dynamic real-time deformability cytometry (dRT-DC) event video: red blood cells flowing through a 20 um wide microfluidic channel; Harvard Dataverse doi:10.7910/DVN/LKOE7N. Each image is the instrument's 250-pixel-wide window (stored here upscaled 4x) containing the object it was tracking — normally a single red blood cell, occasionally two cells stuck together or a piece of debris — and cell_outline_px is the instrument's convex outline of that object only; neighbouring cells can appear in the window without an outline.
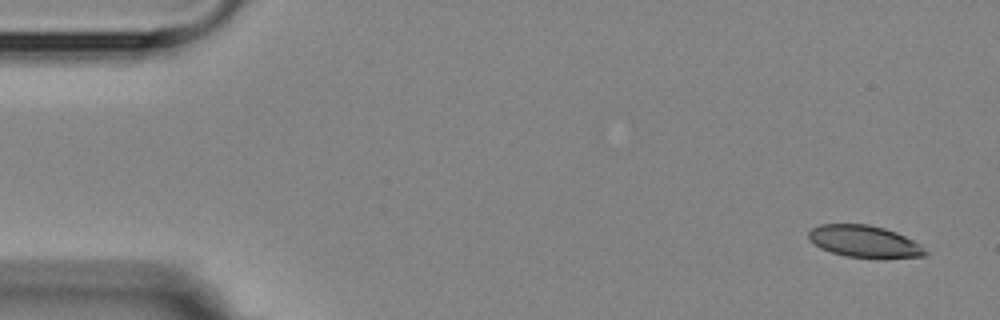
{"species": "Egyptian fruit bat (a non-hibernating species)", "species_latin": "Rousettus aegyptiacus", "temperature_condition": "room temperature", "stored_images_in_passage": 4, "camera_frame_rate_fps": 3000, "um_per_image_px": 0.085, "animal": {"sex": "female"}, "frame": {"image": 1, "passage_image": 1, "time_ms": 0.0, "image_size_px": [1000, 320], "cell_outline_px": [[928, 252], [924, 256], [884, 260], [848, 256], [832, 252], [820, 248], [808, 240], [808, 232], [812, 228], [820, 224], [868, 224], [884, 228], [896, 232], [920, 244]], "centroid_in_image_um": [73.49, 20.55], "position_along_channel_um": 11.5, "area_um2": 22.14}}
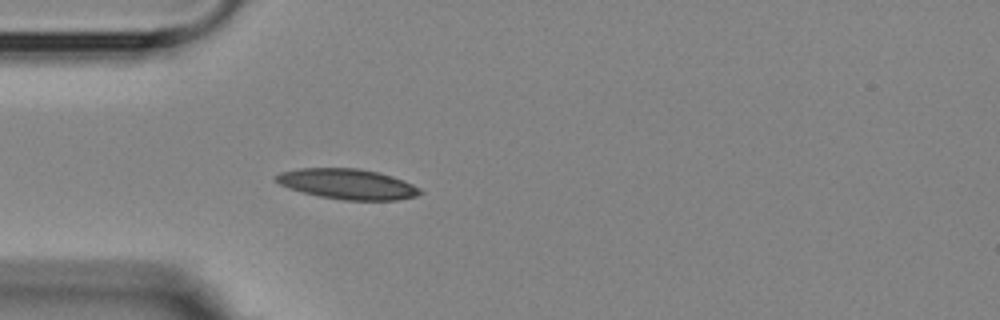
{"frame": {"image": 2, "passage_image": 4, "time_ms": 4.333, "image_size_px": [1000, 320], "cell_outline_px": [[424, 192], [416, 196], [396, 200], [344, 200], [320, 196], [304, 192], [280, 184], [276, 180], [276, 176], [280, 172], [300, 168], [360, 168], [380, 172], [404, 180], [420, 188]], "centroid_in_image_um": [29.6, 15.63], "position_along_channel_um": 55.4, "area_um2": 25.32}}